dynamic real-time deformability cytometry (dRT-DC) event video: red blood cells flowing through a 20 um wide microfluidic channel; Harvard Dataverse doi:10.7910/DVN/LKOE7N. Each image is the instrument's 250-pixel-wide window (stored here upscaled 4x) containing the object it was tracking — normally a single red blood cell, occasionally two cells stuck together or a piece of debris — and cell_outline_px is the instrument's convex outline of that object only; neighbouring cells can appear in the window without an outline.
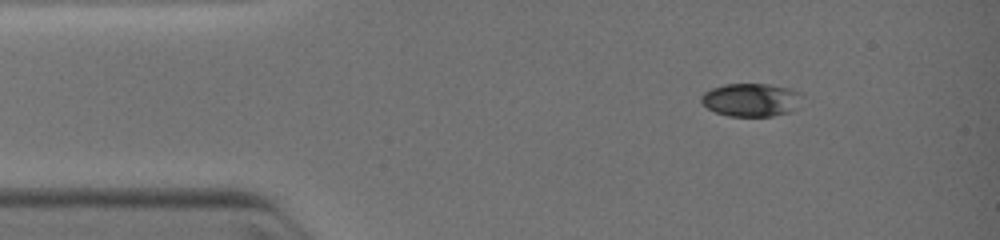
{"species": "common noctule bat (a hibernating species)", "species_latin": "Nyctalus noctula", "temperature_condition": "warm", "stored_images_in_passage": 6, "camera_frame_rate_fps": 3000, "um_per_image_px": 0.085, "animal": {"sex": "female", "body_mass_g": 19.0, "forearm_length_mm": 51.5}, "frame": {"image": 1, "passage_image": 1, "time_ms": 0.0, "image_size_px": [1000, 240], "cell_outline_px": [[804, 96], [796, 108], [788, 112], [772, 116], [728, 116], [716, 112], [708, 108], [700, 100], [700, 96], [704, 92], [712, 88], [724, 84], [768, 84], [788, 88], [800, 92]], "centroid_in_image_um": [63.85, 8.48], "position_along_channel_um": 21.2, "area_um2": 19.54}}
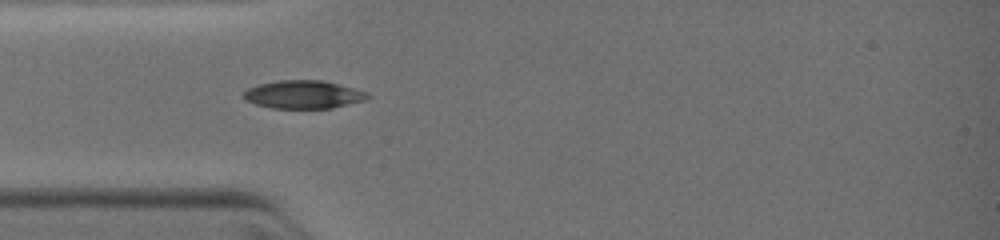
{"frame": {"image": 2, "passage_image": 6, "time_ms": 2.0, "image_size_px": [1000, 240], "cell_outline_px": [[372, 96], [368, 100], [332, 108], [272, 108], [256, 104], [244, 100], [244, 92], [248, 88], [260, 84], [280, 80], [324, 80], [368, 92]], "centroid_in_image_um": [25.85, 8.04], "position_along_channel_um": 59.2, "area_um2": 20.4}}